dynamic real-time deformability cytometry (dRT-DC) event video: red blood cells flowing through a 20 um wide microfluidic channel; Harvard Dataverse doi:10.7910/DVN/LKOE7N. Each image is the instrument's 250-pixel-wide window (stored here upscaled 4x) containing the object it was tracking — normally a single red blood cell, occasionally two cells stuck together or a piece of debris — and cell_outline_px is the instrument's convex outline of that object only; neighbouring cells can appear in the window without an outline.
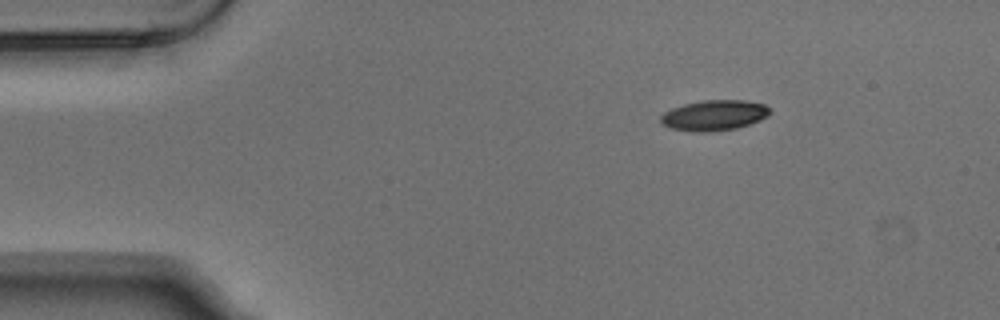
{"species": "Egyptian fruit bat (a non-hibernating species)", "species_latin": "Rousettus aegyptiacus", "temperature_condition": "warm", "stored_images_in_passage": 3, "camera_frame_rate_fps": 3000, "um_per_image_px": 0.085, "animal": {"sex": "male"}, "frame": {"image": 1, "passage_image": 1, "time_ms": 0.0, "image_size_px": [1000, 320], "cell_outline_px": [[772, 112], [768, 116], [760, 120], [736, 128], [708, 132], [692, 132], [672, 128], [660, 124], [660, 116], [664, 112], [672, 108], [684, 104], [704, 100], [744, 100], [764, 104]], "centroid_in_image_um": [60.68, 9.8], "position_along_channel_um": 24.3, "area_um2": 19.42}}